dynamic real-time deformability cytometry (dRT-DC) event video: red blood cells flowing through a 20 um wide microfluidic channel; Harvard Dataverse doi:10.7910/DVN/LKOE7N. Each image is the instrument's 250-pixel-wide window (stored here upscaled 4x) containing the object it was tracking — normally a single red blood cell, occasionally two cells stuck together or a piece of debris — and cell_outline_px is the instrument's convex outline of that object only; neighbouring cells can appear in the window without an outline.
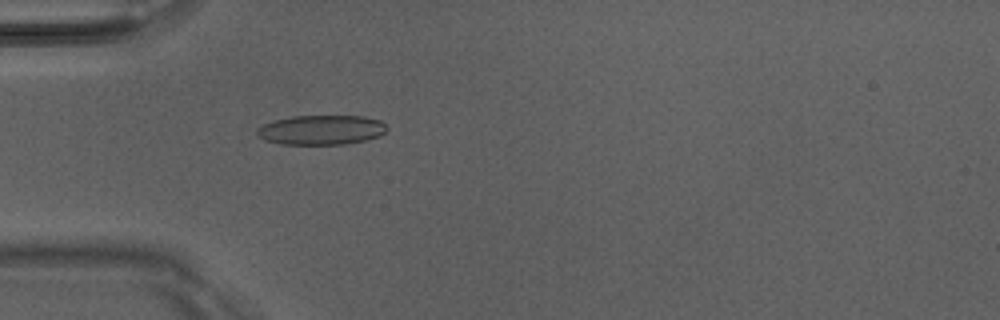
{"species": "Egyptian fruit bat (a non-hibernating species)", "species_latin": "Rousettus aegyptiacus", "temperature_condition": "room temperature", "stored_images_in_passage": 49, "camera_frame_rate_fps": 3000, "um_per_image_px": 0.085, "animal": {"sex": "male"}, "frame": {"image": 1, "passage_image": 14, "time_ms": 4.333, "image_size_px": [1000, 320], "cell_outline_px": [[388, 128], [380, 136], [364, 140], [344, 144], [284, 144], [264, 140], [256, 136], [256, 128], [264, 124], [276, 120], [292, 116], [364, 116], [380, 120]], "centroid_in_image_um": [27.29, 11.04], "position_along_channel_um": 57.7, "area_um2": 22.37}}
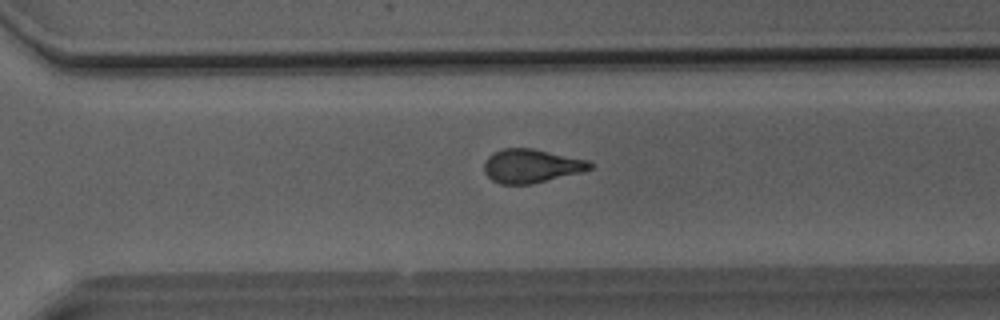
{"frame": {"image": 2, "passage_image": 34, "time_ms": 11.0, "image_size_px": [1000, 320], "cell_outline_px": [[592, 168], [580, 172], [532, 184], [500, 184], [492, 180], [484, 172], [484, 160], [492, 152], [504, 148], [532, 148], [588, 160], [592, 164]], "centroid_in_image_um": [45.11, 14.1], "position_along_channel_um": 325.5, "area_um2": 20.75}}
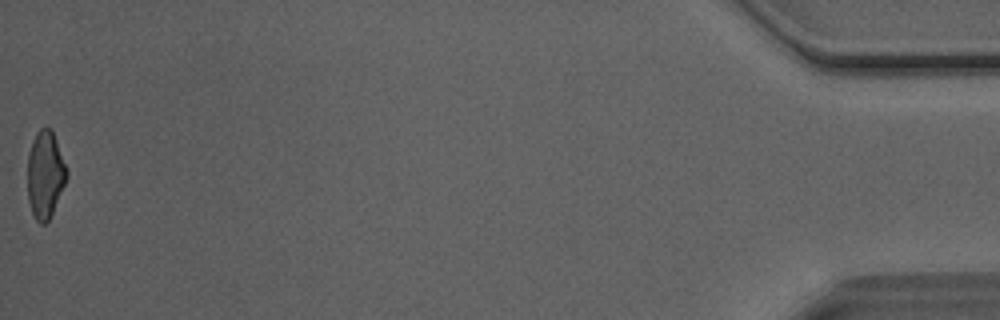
{"frame": {"image": 3, "passage_image": 49, "time_ms": 16.0, "image_size_px": [1000, 320], "cell_outline_px": [[68, 176], [52, 212], [48, 220], [44, 224], [40, 224], [36, 220], [32, 212], [28, 200], [28, 156], [32, 140], [36, 132], [40, 128], [52, 128], [68, 172]], "centroid_in_image_um": [3.83, 14.81], "position_along_channel_um": 431.4, "area_um2": 19.77}, "authors_computed_cell_mechanics": {"area_um2": 21.2704, "velocity_mm_per_s": 4.1049, "shape_relaxation_time_tau1_ms": 5.9474, "shape_relaxation_time_tau2_ms": 1.3963, "deformation_change_tau1": 0.1736, "deformation_change_tau2": 0.0804}}